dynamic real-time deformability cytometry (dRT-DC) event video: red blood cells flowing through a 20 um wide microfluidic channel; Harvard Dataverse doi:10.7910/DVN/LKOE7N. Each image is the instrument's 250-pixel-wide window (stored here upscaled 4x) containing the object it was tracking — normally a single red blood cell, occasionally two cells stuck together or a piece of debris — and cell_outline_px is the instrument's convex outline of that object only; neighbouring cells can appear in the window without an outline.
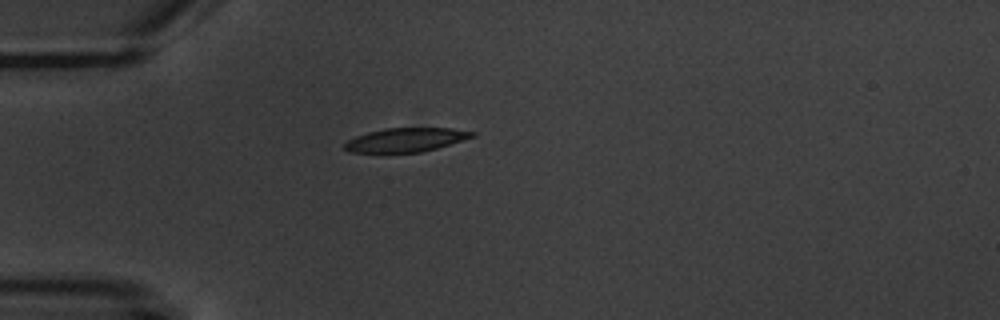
{"species": "common noctule bat (a hibernating species)", "species_latin": "Nyctalus noctula", "temperature_condition": "warm", "stored_images_in_passage": 6, "camera_frame_rate_fps": 3000, "um_per_image_px": 0.085, "animal": {"sex": "male", "body_mass_g": 20.1, "forearm_length_mm": 53.5}, "frame": {"image": 1, "passage_image": 6, "time_ms": 6.667, "image_size_px": [1000, 320], "cell_outline_px": [[476, 136], [436, 148], [420, 152], [348, 152], [344, 148], [344, 144], [348, 140], [356, 136], [368, 132], [384, 128], [452, 128], [476, 132]], "centroid_in_image_um": [34.5, 11.88], "position_along_channel_um": 50.5, "area_um2": 17.63}}